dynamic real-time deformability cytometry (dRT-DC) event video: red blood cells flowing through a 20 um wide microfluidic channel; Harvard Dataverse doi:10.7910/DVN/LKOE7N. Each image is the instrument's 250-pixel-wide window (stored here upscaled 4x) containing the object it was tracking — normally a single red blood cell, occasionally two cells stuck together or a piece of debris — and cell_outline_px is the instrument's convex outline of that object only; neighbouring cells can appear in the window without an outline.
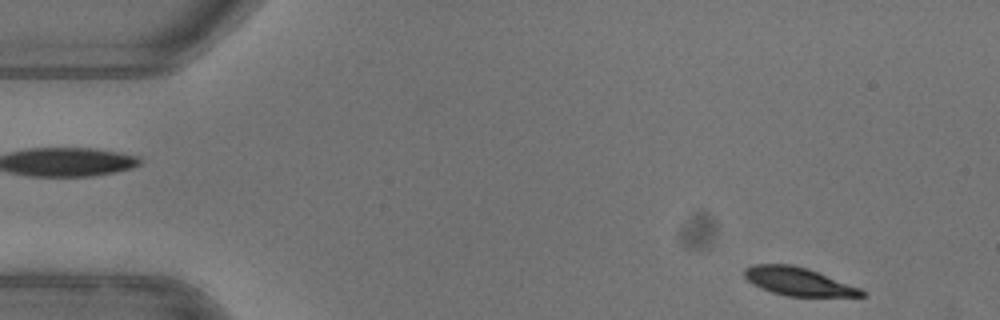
{"species": "common noctule bat (a hibernating species)", "species_latin": "Nyctalus noctula", "temperature_condition": "warm", "stored_images_in_passage": 12, "camera_frame_rate_fps": 3000, "um_per_image_px": 0.085, "animal": {"sex": "female"}, "frame": {"image": 1, "passage_image": 1, "time_ms": 0.0, "image_size_px": [1000, 320], "cell_outline_px": [[864, 296], [788, 296], [772, 292], [760, 288], [752, 284], [744, 276], [744, 268], [752, 264], [792, 264], [808, 268], [860, 288], [864, 292]], "centroid_in_image_um": [67.8, 23.91], "position_along_channel_um": 17.2, "area_um2": 19.13}}